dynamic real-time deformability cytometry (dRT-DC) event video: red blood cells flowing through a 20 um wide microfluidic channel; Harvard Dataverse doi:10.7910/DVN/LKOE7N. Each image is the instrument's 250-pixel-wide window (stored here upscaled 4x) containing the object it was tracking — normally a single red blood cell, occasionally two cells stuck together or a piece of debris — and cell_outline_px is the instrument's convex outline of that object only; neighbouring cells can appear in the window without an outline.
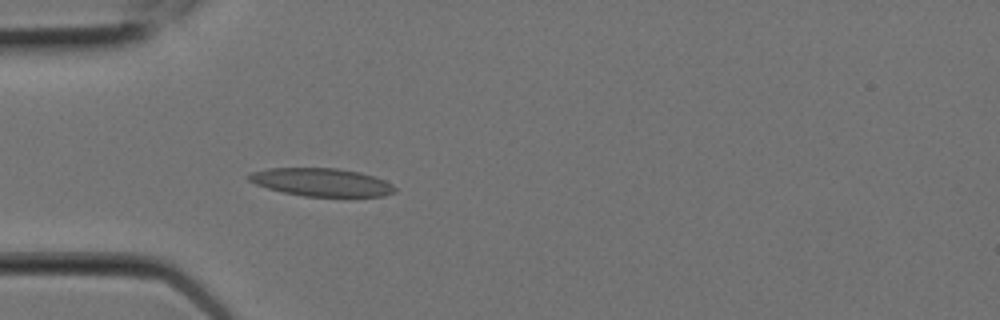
{"species": "Egyptian fruit bat (a non-hibernating species)", "species_latin": "Rousettus aegyptiacus", "temperature_condition": "room temperature", "stored_images_in_passage": 6, "camera_frame_rate_fps": 3000, "um_per_image_px": 0.085, "animal": {"sex": "female"}, "frame": {"image": 1, "passage_image": 6, "time_ms": 1.667, "image_size_px": [1000, 320], "cell_outline_px": [[396, 192], [384, 196], [304, 196], [284, 192], [268, 188], [256, 184], [248, 180], [244, 176], [252, 172], [268, 168], [336, 168], [360, 172], [384, 180], [392, 184], [396, 188]], "centroid_in_image_um": [27.31, 15.48], "position_along_channel_um": 57.7, "area_um2": 23.76}}